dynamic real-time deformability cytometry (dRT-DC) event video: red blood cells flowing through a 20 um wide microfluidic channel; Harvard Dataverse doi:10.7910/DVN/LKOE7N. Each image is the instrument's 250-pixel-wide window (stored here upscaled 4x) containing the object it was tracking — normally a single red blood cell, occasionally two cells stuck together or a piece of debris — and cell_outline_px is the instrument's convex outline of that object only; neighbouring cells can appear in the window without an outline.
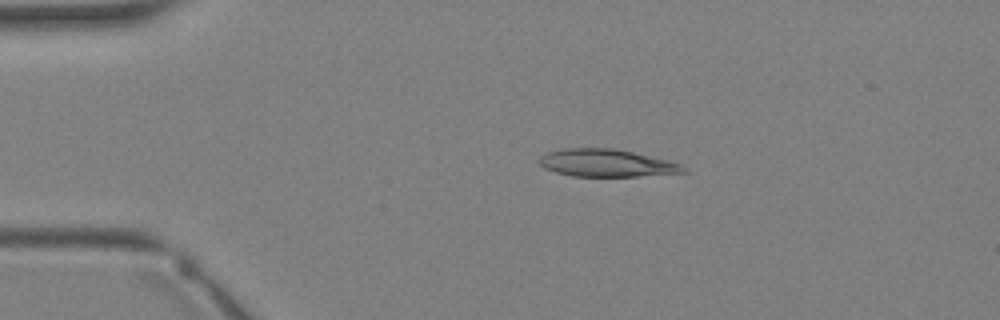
{"species": "Egyptian fruit bat (a non-hibernating species)", "species_latin": "Rousettus aegyptiacus", "temperature_condition": "warm", "stored_images_in_passage": 2, "camera_frame_rate_fps": 3000, "um_per_image_px": 0.085, "animal": {"sex": "female"}, "frame": {"image": 1, "passage_image": 2, "time_ms": 1.0, "image_size_px": [1000, 320], "cell_outline_px": [[688, 172], [636, 176], [572, 176], [556, 172], [544, 168], [536, 160], [540, 156], [548, 152], [564, 148], [612, 148], [632, 152], [668, 160], [680, 164], [688, 168]], "centroid_in_image_um": [51.54, 13.86], "position_along_channel_um": 33.5, "area_um2": 23.06}}